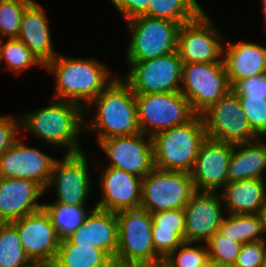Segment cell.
<instances>
[{"label": "cell", "instance_id": "15", "mask_svg": "<svg viewBox=\"0 0 266 267\" xmlns=\"http://www.w3.org/2000/svg\"><path fill=\"white\" fill-rule=\"evenodd\" d=\"M18 231L21 245L32 263L52 265L61 239L44 209L11 222Z\"/></svg>", "mask_w": 266, "mask_h": 267}, {"label": "cell", "instance_id": "5", "mask_svg": "<svg viewBox=\"0 0 266 267\" xmlns=\"http://www.w3.org/2000/svg\"><path fill=\"white\" fill-rule=\"evenodd\" d=\"M118 247L114 263L120 267H141L163 259L155 252L152 241L151 214L139 209L117 212Z\"/></svg>", "mask_w": 266, "mask_h": 267}, {"label": "cell", "instance_id": "35", "mask_svg": "<svg viewBox=\"0 0 266 267\" xmlns=\"http://www.w3.org/2000/svg\"><path fill=\"white\" fill-rule=\"evenodd\" d=\"M209 258L233 267L240 253L242 243L232 240L217 231L207 242Z\"/></svg>", "mask_w": 266, "mask_h": 267}, {"label": "cell", "instance_id": "4", "mask_svg": "<svg viewBox=\"0 0 266 267\" xmlns=\"http://www.w3.org/2000/svg\"><path fill=\"white\" fill-rule=\"evenodd\" d=\"M154 167L191 173L201 143L207 138L203 117L163 130L152 137Z\"/></svg>", "mask_w": 266, "mask_h": 267}, {"label": "cell", "instance_id": "3", "mask_svg": "<svg viewBox=\"0 0 266 267\" xmlns=\"http://www.w3.org/2000/svg\"><path fill=\"white\" fill-rule=\"evenodd\" d=\"M35 112L19 116L20 131L31 133L49 145L63 147L66 154L83 151L77 139L84 129L85 109L64 100H54Z\"/></svg>", "mask_w": 266, "mask_h": 267}, {"label": "cell", "instance_id": "39", "mask_svg": "<svg viewBox=\"0 0 266 267\" xmlns=\"http://www.w3.org/2000/svg\"><path fill=\"white\" fill-rule=\"evenodd\" d=\"M232 90L237 95H250L251 97H265L266 99V73L250 77L237 82Z\"/></svg>", "mask_w": 266, "mask_h": 267}, {"label": "cell", "instance_id": "41", "mask_svg": "<svg viewBox=\"0 0 266 267\" xmlns=\"http://www.w3.org/2000/svg\"><path fill=\"white\" fill-rule=\"evenodd\" d=\"M205 267H232L228 264H224L220 261L208 258L205 264Z\"/></svg>", "mask_w": 266, "mask_h": 267}, {"label": "cell", "instance_id": "31", "mask_svg": "<svg viewBox=\"0 0 266 267\" xmlns=\"http://www.w3.org/2000/svg\"><path fill=\"white\" fill-rule=\"evenodd\" d=\"M32 264L12 223H0V267H28Z\"/></svg>", "mask_w": 266, "mask_h": 267}, {"label": "cell", "instance_id": "7", "mask_svg": "<svg viewBox=\"0 0 266 267\" xmlns=\"http://www.w3.org/2000/svg\"><path fill=\"white\" fill-rule=\"evenodd\" d=\"M135 101L140 131L150 137L160 131L182 125L196 115L180 91L135 93Z\"/></svg>", "mask_w": 266, "mask_h": 267}, {"label": "cell", "instance_id": "25", "mask_svg": "<svg viewBox=\"0 0 266 267\" xmlns=\"http://www.w3.org/2000/svg\"><path fill=\"white\" fill-rule=\"evenodd\" d=\"M266 170V140L234 144L228 165L227 183L246 179H264Z\"/></svg>", "mask_w": 266, "mask_h": 267}, {"label": "cell", "instance_id": "42", "mask_svg": "<svg viewBox=\"0 0 266 267\" xmlns=\"http://www.w3.org/2000/svg\"><path fill=\"white\" fill-rule=\"evenodd\" d=\"M141 267H169V266L164 261H162L156 264L144 265Z\"/></svg>", "mask_w": 266, "mask_h": 267}, {"label": "cell", "instance_id": "11", "mask_svg": "<svg viewBox=\"0 0 266 267\" xmlns=\"http://www.w3.org/2000/svg\"><path fill=\"white\" fill-rule=\"evenodd\" d=\"M124 80L134 93L155 94L180 91L183 62L177 51L140 62H127Z\"/></svg>", "mask_w": 266, "mask_h": 267}, {"label": "cell", "instance_id": "24", "mask_svg": "<svg viewBox=\"0 0 266 267\" xmlns=\"http://www.w3.org/2000/svg\"><path fill=\"white\" fill-rule=\"evenodd\" d=\"M264 179H246L227 183L220 196L227 209L226 214H259L266 207Z\"/></svg>", "mask_w": 266, "mask_h": 267}, {"label": "cell", "instance_id": "44", "mask_svg": "<svg viewBox=\"0 0 266 267\" xmlns=\"http://www.w3.org/2000/svg\"><path fill=\"white\" fill-rule=\"evenodd\" d=\"M263 11H264L263 13H264V20H265L264 21V23H265L264 24V26H265L264 29L266 30V0H263Z\"/></svg>", "mask_w": 266, "mask_h": 267}, {"label": "cell", "instance_id": "16", "mask_svg": "<svg viewBox=\"0 0 266 267\" xmlns=\"http://www.w3.org/2000/svg\"><path fill=\"white\" fill-rule=\"evenodd\" d=\"M55 160L17 139L0 157V178L28 179L46 192Z\"/></svg>", "mask_w": 266, "mask_h": 267}, {"label": "cell", "instance_id": "9", "mask_svg": "<svg viewBox=\"0 0 266 267\" xmlns=\"http://www.w3.org/2000/svg\"><path fill=\"white\" fill-rule=\"evenodd\" d=\"M194 192L190 173L154 168L142 178L140 208L150 214L184 209Z\"/></svg>", "mask_w": 266, "mask_h": 267}, {"label": "cell", "instance_id": "2", "mask_svg": "<svg viewBox=\"0 0 266 267\" xmlns=\"http://www.w3.org/2000/svg\"><path fill=\"white\" fill-rule=\"evenodd\" d=\"M45 68L56 78L53 98L74 102L84 108L116 77H111L106 65L94 58L80 59L58 54Z\"/></svg>", "mask_w": 266, "mask_h": 267}, {"label": "cell", "instance_id": "29", "mask_svg": "<svg viewBox=\"0 0 266 267\" xmlns=\"http://www.w3.org/2000/svg\"><path fill=\"white\" fill-rule=\"evenodd\" d=\"M202 11L197 0H150L147 16L182 25L195 19Z\"/></svg>", "mask_w": 266, "mask_h": 267}, {"label": "cell", "instance_id": "45", "mask_svg": "<svg viewBox=\"0 0 266 267\" xmlns=\"http://www.w3.org/2000/svg\"><path fill=\"white\" fill-rule=\"evenodd\" d=\"M260 267H266V255H265Z\"/></svg>", "mask_w": 266, "mask_h": 267}, {"label": "cell", "instance_id": "12", "mask_svg": "<svg viewBox=\"0 0 266 267\" xmlns=\"http://www.w3.org/2000/svg\"><path fill=\"white\" fill-rule=\"evenodd\" d=\"M224 39L204 10L181 25L177 52L183 63L223 62Z\"/></svg>", "mask_w": 266, "mask_h": 267}, {"label": "cell", "instance_id": "6", "mask_svg": "<svg viewBox=\"0 0 266 267\" xmlns=\"http://www.w3.org/2000/svg\"><path fill=\"white\" fill-rule=\"evenodd\" d=\"M126 23L132 34L125 52L127 62H140L177 51L179 23L145 15Z\"/></svg>", "mask_w": 266, "mask_h": 267}, {"label": "cell", "instance_id": "19", "mask_svg": "<svg viewBox=\"0 0 266 267\" xmlns=\"http://www.w3.org/2000/svg\"><path fill=\"white\" fill-rule=\"evenodd\" d=\"M99 190L101 199L97 208L113 213L139 209L141 205L142 178L113 167L100 168Z\"/></svg>", "mask_w": 266, "mask_h": 267}, {"label": "cell", "instance_id": "27", "mask_svg": "<svg viewBox=\"0 0 266 267\" xmlns=\"http://www.w3.org/2000/svg\"><path fill=\"white\" fill-rule=\"evenodd\" d=\"M53 267H114V260L94 246H78L62 239Z\"/></svg>", "mask_w": 266, "mask_h": 267}, {"label": "cell", "instance_id": "10", "mask_svg": "<svg viewBox=\"0 0 266 267\" xmlns=\"http://www.w3.org/2000/svg\"><path fill=\"white\" fill-rule=\"evenodd\" d=\"M201 115L207 138L233 144L260 138L250 127L238 95L232 89Z\"/></svg>", "mask_w": 266, "mask_h": 267}, {"label": "cell", "instance_id": "18", "mask_svg": "<svg viewBox=\"0 0 266 267\" xmlns=\"http://www.w3.org/2000/svg\"><path fill=\"white\" fill-rule=\"evenodd\" d=\"M220 193L195 191L185 211V242L205 243L217 232L225 216Z\"/></svg>", "mask_w": 266, "mask_h": 267}, {"label": "cell", "instance_id": "43", "mask_svg": "<svg viewBox=\"0 0 266 267\" xmlns=\"http://www.w3.org/2000/svg\"><path fill=\"white\" fill-rule=\"evenodd\" d=\"M28 267H50V265L48 264H43V263H32L30 266Z\"/></svg>", "mask_w": 266, "mask_h": 267}, {"label": "cell", "instance_id": "26", "mask_svg": "<svg viewBox=\"0 0 266 267\" xmlns=\"http://www.w3.org/2000/svg\"><path fill=\"white\" fill-rule=\"evenodd\" d=\"M151 216L154 249L164 260L185 242V211L173 209L152 213Z\"/></svg>", "mask_w": 266, "mask_h": 267}, {"label": "cell", "instance_id": "28", "mask_svg": "<svg viewBox=\"0 0 266 267\" xmlns=\"http://www.w3.org/2000/svg\"><path fill=\"white\" fill-rule=\"evenodd\" d=\"M219 232L242 244L266 240L264 213L259 214H225ZM261 235V236H260Z\"/></svg>", "mask_w": 266, "mask_h": 267}, {"label": "cell", "instance_id": "36", "mask_svg": "<svg viewBox=\"0 0 266 267\" xmlns=\"http://www.w3.org/2000/svg\"><path fill=\"white\" fill-rule=\"evenodd\" d=\"M241 107L247 117L250 127L260 137H266V99L238 95Z\"/></svg>", "mask_w": 266, "mask_h": 267}, {"label": "cell", "instance_id": "8", "mask_svg": "<svg viewBox=\"0 0 266 267\" xmlns=\"http://www.w3.org/2000/svg\"><path fill=\"white\" fill-rule=\"evenodd\" d=\"M231 89L223 62L183 63L180 92L196 114L201 115Z\"/></svg>", "mask_w": 266, "mask_h": 267}, {"label": "cell", "instance_id": "38", "mask_svg": "<svg viewBox=\"0 0 266 267\" xmlns=\"http://www.w3.org/2000/svg\"><path fill=\"white\" fill-rule=\"evenodd\" d=\"M20 131L19 117L0 116V157L18 139Z\"/></svg>", "mask_w": 266, "mask_h": 267}, {"label": "cell", "instance_id": "1", "mask_svg": "<svg viewBox=\"0 0 266 267\" xmlns=\"http://www.w3.org/2000/svg\"><path fill=\"white\" fill-rule=\"evenodd\" d=\"M95 106L93 118L86 120L84 114V130L97 133V143L104 139L131 136L140 133L137 118L135 93L131 86L119 76L87 106ZM88 121V122H87ZM90 121V122H89Z\"/></svg>", "mask_w": 266, "mask_h": 267}, {"label": "cell", "instance_id": "32", "mask_svg": "<svg viewBox=\"0 0 266 267\" xmlns=\"http://www.w3.org/2000/svg\"><path fill=\"white\" fill-rule=\"evenodd\" d=\"M4 42V43H2ZM4 60V61H3ZM4 62L5 69L19 75L34 66L45 68V65L18 38L2 40L0 44V63Z\"/></svg>", "mask_w": 266, "mask_h": 267}, {"label": "cell", "instance_id": "13", "mask_svg": "<svg viewBox=\"0 0 266 267\" xmlns=\"http://www.w3.org/2000/svg\"><path fill=\"white\" fill-rule=\"evenodd\" d=\"M85 151L66 154L62 160L56 159L47 189L53 187L55 202L71 206H86L91 190L89 164ZM53 185V186H52Z\"/></svg>", "mask_w": 266, "mask_h": 267}, {"label": "cell", "instance_id": "22", "mask_svg": "<svg viewBox=\"0 0 266 267\" xmlns=\"http://www.w3.org/2000/svg\"><path fill=\"white\" fill-rule=\"evenodd\" d=\"M223 63L231 88L239 81L266 73V48L246 41L224 43ZM227 45V46H226Z\"/></svg>", "mask_w": 266, "mask_h": 267}, {"label": "cell", "instance_id": "21", "mask_svg": "<svg viewBox=\"0 0 266 267\" xmlns=\"http://www.w3.org/2000/svg\"><path fill=\"white\" fill-rule=\"evenodd\" d=\"M65 239L70 244L97 247L114 260L118 247L117 215L94 207L82 225Z\"/></svg>", "mask_w": 266, "mask_h": 267}, {"label": "cell", "instance_id": "40", "mask_svg": "<svg viewBox=\"0 0 266 267\" xmlns=\"http://www.w3.org/2000/svg\"><path fill=\"white\" fill-rule=\"evenodd\" d=\"M112 4L121 13L125 21L134 17L145 15L147 16V9L150 0H110Z\"/></svg>", "mask_w": 266, "mask_h": 267}, {"label": "cell", "instance_id": "34", "mask_svg": "<svg viewBox=\"0 0 266 267\" xmlns=\"http://www.w3.org/2000/svg\"><path fill=\"white\" fill-rule=\"evenodd\" d=\"M193 244V246H192ZM192 242H183L163 261L169 267H205L209 258L207 244L195 246Z\"/></svg>", "mask_w": 266, "mask_h": 267}, {"label": "cell", "instance_id": "14", "mask_svg": "<svg viewBox=\"0 0 266 267\" xmlns=\"http://www.w3.org/2000/svg\"><path fill=\"white\" fill-rule=\"evenodd\" d=\"M110 160L108 166L144 178L155 167L152 138L143 133L112 137L98 142Z\"/></svg>", "mask_w": 266, "mask_h": 267}, {"label": "cell", "instance_id": "30", "mask_svg": "<svg viewBox=\"0 0 266 267\" xmlns=\"http://www.w3.org/2000/svg\"><path fill=\"white\" fill-rule=\"evenodd\" d=\"M43 209L49 215L51 223L61 240L75 232L90 213L85 206H71L57 202L43 204Z\"/></svg>", "mask_w": 266, "mask_h": 267}, {"label": "cell", "instance_id": "37", "mask_svg": "<svg viewBox=\"0 0 266 267\" xmlns=\"http://www.w3.org/2000/svg\"><path fill=\"white\" fill-rule=\"evenodd\" d=\"M266 255V240L244 243L233 267H260Z\"/></svg>", "mask_w": 266, "mask_h": 267}, {"label": "cell", "instance_id": "33", "mask_svg": "<svg viewBox=\"0 0 266 267\" xmlns=\"http://www.w3.org/2000/svg\"><path fill=\"white\" fill-rule=\"evenodd\" d=\"M33 0H0V36L17 38L25 8Z\"/></svg>", "mask_w": 266, "mask_h": 267}, {"label": "cell", "instance_id": "17", "mask_svg": "<svg viewBox=\"0 0 266 267\" xmlns=\"http://www.w3.org/2000/svg\"><path fill=\"white\" fill-rule=\"evenodd\" d=\"M234 144L206 138L191 171L195 191L216 192L227 184L228 165Z\"/></svg>", "mask_w": 266, "mask_h": 267}, {"label": "cell", "instance_id": "23", "mask_svg": "<svg viewBox=\"0 0 266 267\" xmlns=\"http://www.w3.org/2000/svg\"><path fill=\"white\" fill-rule=\"evenodd\" d=\"M47 15L42 5L33 0L24 10L17 37L44 65L58 55L53 50Z\"/></svg>", "mask_w": 266, "mask_h": 267}, {"label": "cell", "instance_id": "46", "mask_svg": "<svg viewBox=\"0 0 266 267\" xmlns=\"http://www.w3.org/2000/svg\"><path fill=\"white\" fill-rule=\"evenodd\" d=\"M264 217H265V229H266V207H265V210H264Z\"/></svg>", "mask_w": 266, "mask_h": 267}, {"label": "cell", "instance_id": "20", "mask_svg": "<svg viewBox=\"0 0 266 267\" xmlns=\"http://www.w3.org/2000/svg\"><path fill=\"white\" fill-rule=\"evenodd\" d=\"M45 190L28 179L0 178V223H11L43 209Z\"/></svg>", "mask_w": 266, "mask_h": 267}]
</instances>
